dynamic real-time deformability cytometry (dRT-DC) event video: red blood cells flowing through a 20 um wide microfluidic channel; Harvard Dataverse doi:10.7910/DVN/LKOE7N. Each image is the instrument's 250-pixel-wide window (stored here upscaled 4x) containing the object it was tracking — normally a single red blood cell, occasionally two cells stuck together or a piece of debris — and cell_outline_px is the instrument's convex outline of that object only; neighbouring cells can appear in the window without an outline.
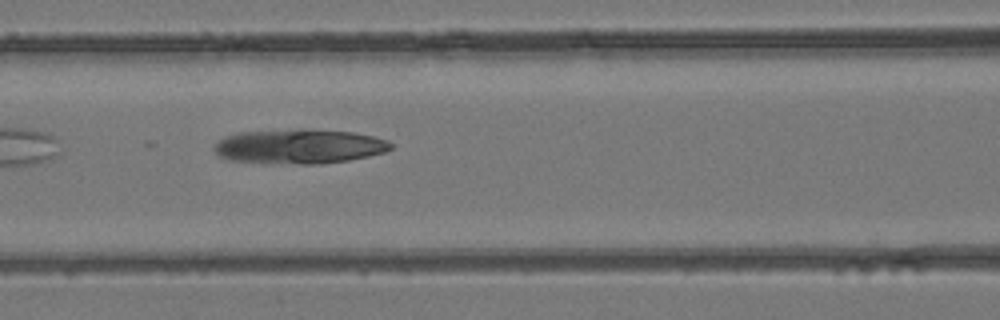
{"species": "common noctule bat (a hibernating species)", "species_latin": "Nyctalus noctula", "temperature_condition": "room temperature", "stored_images_in_passage": 20, "camera_frame_rate_fps": 3000, "um_per_image_px": 0.085, "animal": {"sex": "female", "body_mass_g": 24.6, "forearm_length_mm": 56.2}, "frame": {"image": 1, "passage_image": 14, "time_ms": 4.333, "image_size_px": [1000, 320], "cell_outline_px": [[392, 148], [384, 152], [368, 156], [348, 160], [320, 164], [300, 164], [232, 160], [220, 156], [212, 148], [224, 136], [240, 132], [352, 132], [372, 136], [388, 140], [392, 144]], "centroid_in_image_um": [25.46, 12.49], "position_along_channel_um": 141.1, "area_um2": 33.81}}
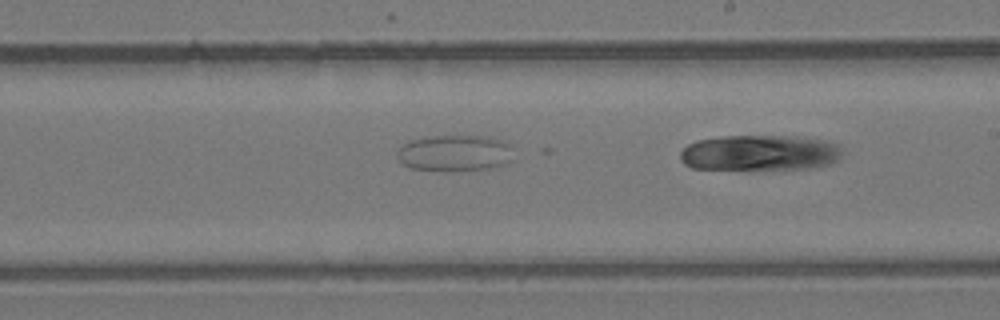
{"frame": {"image": 2, "passage_image": 20, "time_ms": 6.333, "image_size_px": [1000, 320], "cell_outline_px": [[844, 152], [832, 164], [816, 168], [692, 168], [684, 164], [680, 160], [680, 152], [688, 144], [696, 140], [720, 136], [796, 136], [824, 140], [836, 144]], "centroid_in_image_um": [64.59, 12.97], "position_along_channel_um": 224.4, "area_um2": 33.52}}